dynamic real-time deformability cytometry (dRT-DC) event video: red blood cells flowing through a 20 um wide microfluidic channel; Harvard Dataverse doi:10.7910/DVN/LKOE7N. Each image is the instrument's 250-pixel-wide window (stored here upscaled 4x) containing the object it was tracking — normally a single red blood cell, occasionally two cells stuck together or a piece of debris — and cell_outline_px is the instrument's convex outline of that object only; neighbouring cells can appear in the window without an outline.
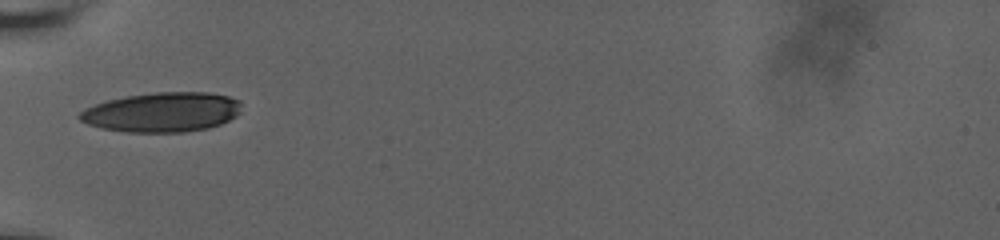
{"species": "human", "species_latin": "Homo sapiens", "temperature_condition": "room temperature", "stored_images_in_passage": 47, "camera_frame_rate_fps": 3000, "um_per_image_px": 0.085, "donor": {"sex": "male"}, "frame": {"image": 1, "passage_image": 1, "time_ms": 0.0, "image_size_px": [1000, 240], "cell_outline_px": [[240, 112], [236, 116], [220, 124], [208, 128], [184, 132], [128, 132], [100, 128], [88, 124], [80, 120], [76, 116], [84, 108], [108, 100], [128, 96], [156, 92], [208, 92], [228, 96], [240, 100]], "centroid_in_image_um": [13.78, 9.53], "position_along_channel_um": 71.2, "area_um2": 37.4}}
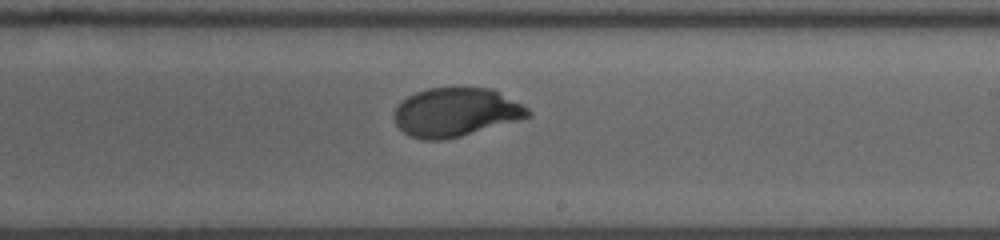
{"frame": {"image": 2, "passage_image": 31, "time_ms": 5.0, "image_size_px": [1000, 240], "cell_outline_px": [[532, 116], [460, 136], [444, 140], [424, 140], [412, 136], [404, 132], [396, 124], [392, 116], [400, 100], [416, 92], [428, 88], [492, 88], [528, 108], [532, 112]], "centroid_in_image_um": [38.71, 9.54], "position_along_channel_um": 250.3, "area_um2": 37.8}}
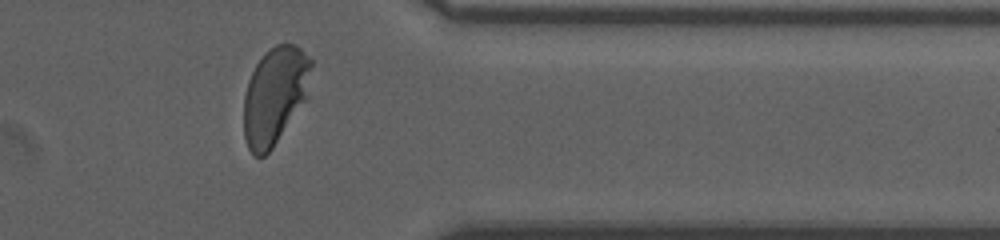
{"frame": {"image": 3, "passage_image": 43, "time_ms": 9.0, "image_size_px": [1000, 240], "cell_outline_px": [[312, 64], [308, 96], [272, 148], [264, 156], [252, 156], [248, 148], [244, 136], [244, 96], [248, 80], [256, 64], [264, 52], [276, 44], [296, 44], [312, 60]], "centroid_in_image_um": [23.36, 8.11], "position_along_channel_um": 388.0, "area_um2": 38.26}, "authors_computed_cell_mechanics": {"area_um2": 38.2636, "velocity_mm_per_s": 3.6304, "shape_relaxation_time_tau1_ms": 3.9537, "shape_relaxation_time_tau2_ms": null, "deformation_change_tau1": 0.1728, "deformation_change_tau2": null}}